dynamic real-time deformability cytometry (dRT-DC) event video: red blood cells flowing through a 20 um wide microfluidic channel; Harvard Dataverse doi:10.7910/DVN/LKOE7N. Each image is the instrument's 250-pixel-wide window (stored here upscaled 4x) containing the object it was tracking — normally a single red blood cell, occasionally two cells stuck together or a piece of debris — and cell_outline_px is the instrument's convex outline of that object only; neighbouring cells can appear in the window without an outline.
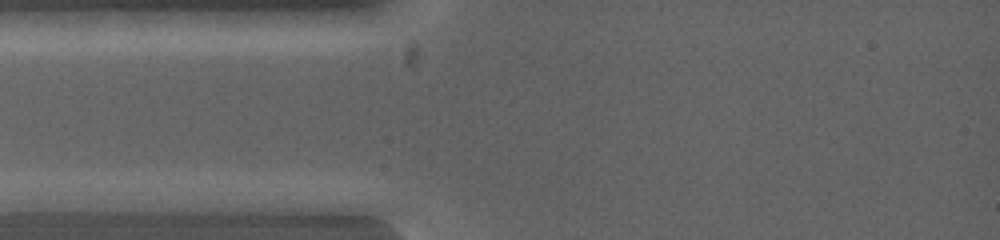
{"species": "common noctule bat (a hibernating species)", "species_latin": "Nyctalus noctula", "temperature_condition": "warm", "stored_images_in_passage": 2, "camera_frame_rate_fps": 5000, "um_per_image_px": 0.085, "animal": {"sex": "female", "body_mass_g": 19.0, "forearm_length_mm": 53.3}, "frame": {"image": 1, "passage_image": 1, "time_ms": 0.0, "image_size_px": [1000, 240], "cell_outline_px": [[104, 200], [84, 212], [16, 212], [12, 200], [64, 192], [88, 192]], "centroid_in_image_um": [4.91, 17.24], "position_along_channel_um": 80.1, "area_um2": 10.29}}